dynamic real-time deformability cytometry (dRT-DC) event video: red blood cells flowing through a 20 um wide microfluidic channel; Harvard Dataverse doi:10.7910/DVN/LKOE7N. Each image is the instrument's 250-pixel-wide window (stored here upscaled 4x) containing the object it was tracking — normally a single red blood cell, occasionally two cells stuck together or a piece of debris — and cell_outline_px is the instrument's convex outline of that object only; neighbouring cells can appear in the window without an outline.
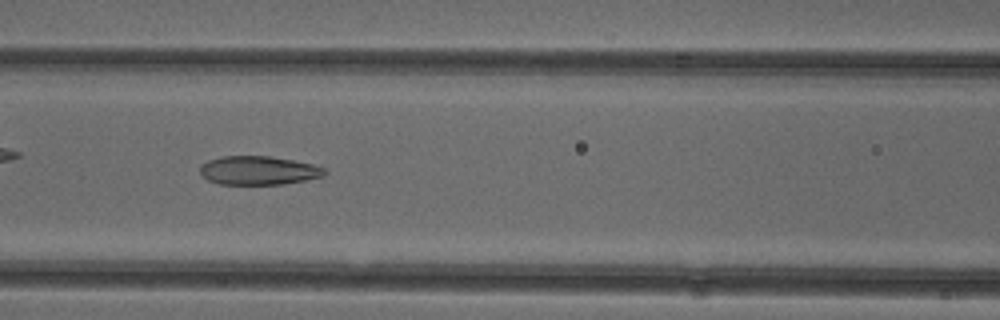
{"species": "common noctule bat (a hibernating species)", "species_latin": "Nyctalus noctula", "temperature_condition": "cold", "stored_images_in_passage": 51, "camera_frame_rate_fps": 3000, "um_per_image_px": 0.085, "animal": {"sex": "female"}, "frame": {"image": 1, "passage_image": 22, "time_ms": 7.0, "image_size_px": [1000, 320], "cell_outline_px": [[328, 172], [324, 176], [308, 180], [284, 184], [220, 184], [208, 180], [200, 172], [200, 164], [208, 160], [220, 156], [268, 156], [292, 160], [312, 164], [324, 168]], "centroid_in_image_um": [21.98, 14.49], "position_along_channel_um": 144.6, "area_um2": 20.92}, "authors_computed_cell_mechanics": {"area_um2": 22.8888, "velocity_mm_per_s": 3.9558, "shape_relaxation_time_tau1_ms": null, "shape_relaxation_time_tau2_ms": 2.9524, "deformation_change_tau1": null, "deformation_change_tau2": 0.1114}}